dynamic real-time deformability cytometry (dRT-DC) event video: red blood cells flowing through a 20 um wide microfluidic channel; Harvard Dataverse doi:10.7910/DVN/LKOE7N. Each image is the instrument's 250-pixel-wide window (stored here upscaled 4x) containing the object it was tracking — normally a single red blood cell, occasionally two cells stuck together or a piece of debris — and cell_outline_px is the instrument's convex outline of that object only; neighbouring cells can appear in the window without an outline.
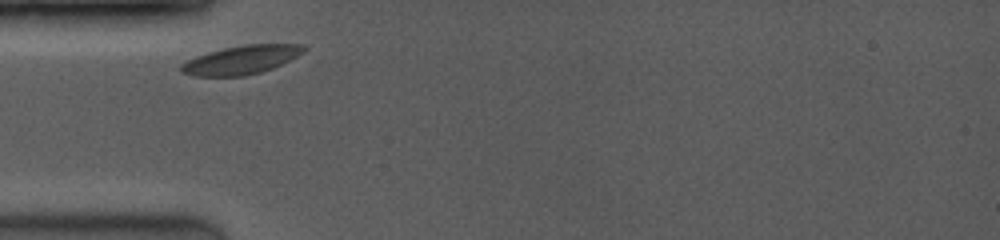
{"species": "common noctule bat (a hibernating species)", "species_latin": "Nyctalus noctula", "temperature_condition": "room temperature", "stored_images_in_passage": 6, "camera_frame_rate_fps": 3500, "um_per_image_px": 0.085, "animal": {"sex": "female", "body_mass_g": 19.0, "forearm_length_mm": 53.3}, "frame": {"image": 1, "passage_image": 1, "time_ms": 0.0, "image_size_px": [1000, 240], "cell_outline_px": [[308, 48], [304, 52], [272, 68], [260, 72], [244, 76], [192, 76], [180, 72], [180, 64], [196, 56], [208, 52], [224, 48], [244, 44], [304, 44]], "centroid_in_image_um": [20.49, 5.08], "position_along_channel_um": 64.5, "area_um2": 20.46}}
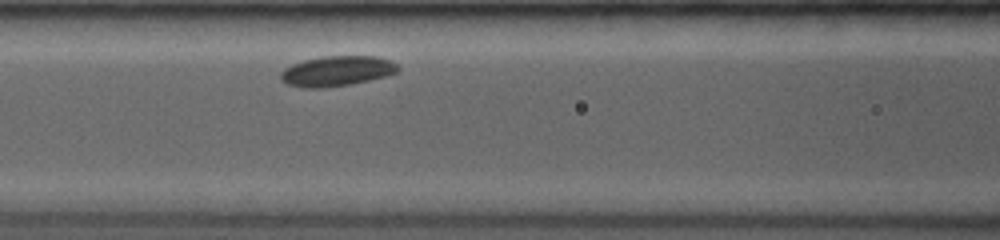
{"frame": {"image": 2, "passage_image": 4, "time_ms": 2.0, "image_size_px": [1000, 240], "cell_outline_px": [[400, 68], [396, 72], [388, 76], [348, 84], [324, 88], [304, 88], [288, 84], [280, 80], [280, 72], [284, 68], [292, 64], [304, 60], [324, 56], [376, 56], [392, 60]], "centroid_in_image_um": [28.62, 6.03], "position_along_channel_um": 138.0, "area_um2": 20.69}}
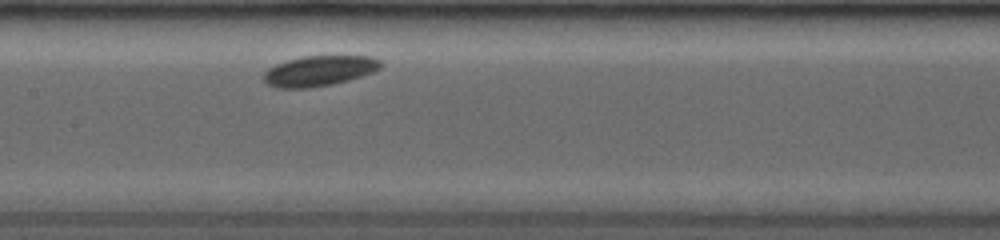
{"frame": {"image": 3, "passage_image": 6, "time_ms": 3.143, "image_size_px": [1000, 240], "cell_outline_px": [[384, 64], [380, 68], [372, 72], [348, 80], [332, 84], [308, 88], [276, 88], [268, 84], [264, 80], [264, 72], [268, 68], [276, 64], [288, 60], [304, 56], [372, 56], [380, 60]], "centroid_in_image_um": [27.14, 6.02], "position_along_channel_um": 180.3, "area_um2": 20.63}}